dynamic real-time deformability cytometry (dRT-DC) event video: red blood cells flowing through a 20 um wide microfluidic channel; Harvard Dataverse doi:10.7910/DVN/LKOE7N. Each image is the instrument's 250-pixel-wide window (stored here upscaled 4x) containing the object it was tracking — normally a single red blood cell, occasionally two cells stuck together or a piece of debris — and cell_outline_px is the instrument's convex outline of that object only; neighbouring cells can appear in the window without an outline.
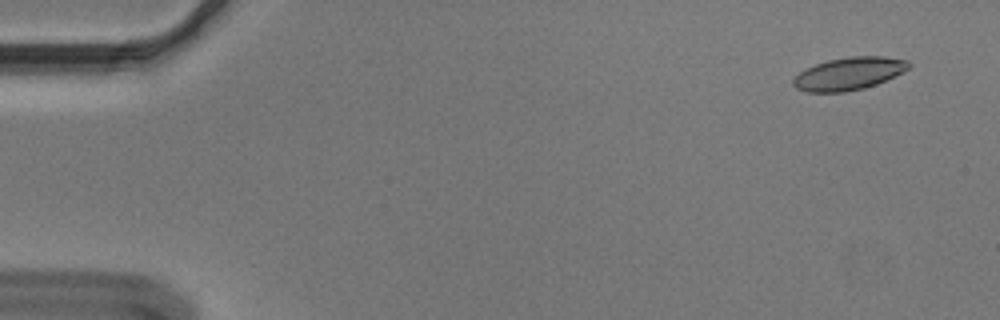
{"species": "Egyptian fruit bat (a non-hibernating species)", "species_latin": "Rousettus aegyptiacus", "temperature_condition": "cold", "stored_images_in_passage": 53, "camera_frame_rate_fps": 3000, "um_per_image_px": 0.085, "animal": {"sex": "male"}, "frame": {"image": 1, "passage_image": 1, "time_ms": 0.0, "image_size_px": [1000, 320], "cell_outline_px": [[912, 64], [904, 72], [876, 84], [864, 88], [844, 92], [808, 92], [796, 88], [792, 84], [792, 80], [800, 72], [816, 64], [828, 60], [848, 56], [884, 56], [908, 60]], "centroid_in_image_um": [72.18, 6.25], "position_along_channel_um": 12.8, "area_um2": 21.96}}
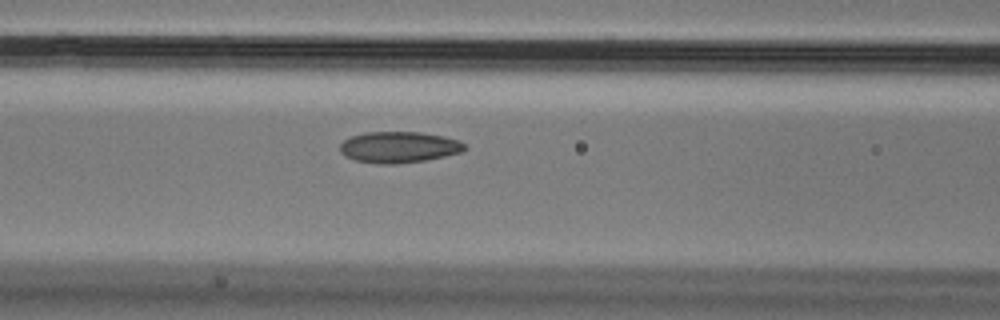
{"frame": {"image": 2, "passage_image": 21, "time_ms": 6.667, "image_size_px": [1000, 320], "cell_outline_px": [[468, 148], [464, 152], [424, 160], [396, 164], [380, 164], [356, 160], [344, 156], [340, 152], [340, 144], [344, 140], [352, 136], [364, 132], [420, 132], [444, 136], [460, 140]], "centroid_in_image_um": [33.93, 12.5], "position_along_channel_um": 132.7, "area_um2": 22.77}}
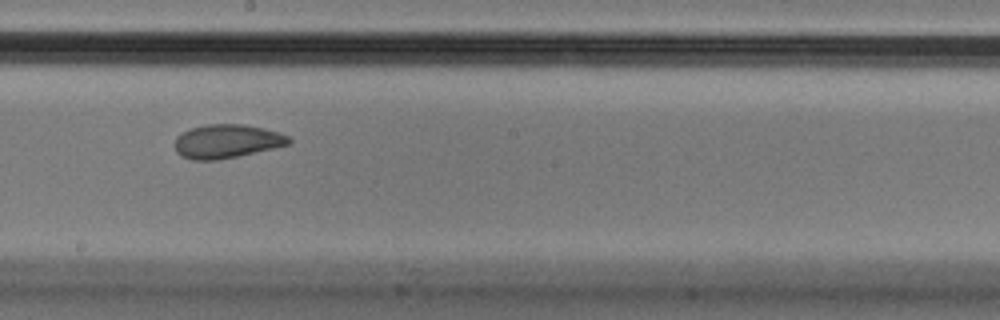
{"frame": {"image": 3, "passage_image": 29, "time_ms": 9.333, "image_size_px": [1000, 320], "cell_outline_px": [[292, 140], [288, 144], [272, 148], [236, 156], [216, 160], [192, 160], [180, 156], [176, 152], [176, 136], [192, 128], [204, 124], [244, 124], [264, 128], [280, 132], [288, 136]], "centroid_in_image_um": [19.26, 12.0], "position_along_channel_um": 228.9, "area_um2": 22.25}, "authors_computed_cell_mechanics": {"area_um2": 22.6576, "velocity_mm_per_s": 3.6113, "shape_relaxation_time_tau1_ms": 9.8835, "shape_relaxation_time_tau2_ms": 1.3913, "deformation_change_tau1": 0.1858, "deformation_change_tau2": 0.0617}}